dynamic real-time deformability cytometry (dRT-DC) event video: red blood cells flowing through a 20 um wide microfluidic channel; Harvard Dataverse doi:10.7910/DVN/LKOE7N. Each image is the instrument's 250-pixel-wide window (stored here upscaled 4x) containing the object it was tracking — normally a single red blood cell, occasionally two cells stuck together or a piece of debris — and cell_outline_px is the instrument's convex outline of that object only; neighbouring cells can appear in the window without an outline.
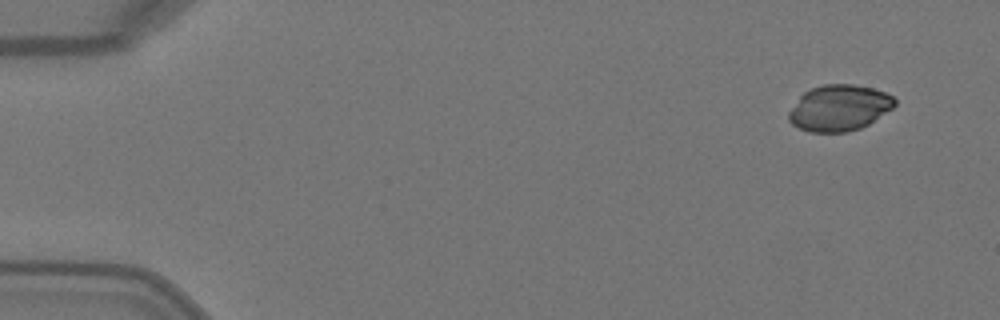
{"species": "Egyptian fruit bat (a non-hibernating species)", "species_latin": "Rousettus aegyptiacus", "temperature_condition": "warm", "stored_images_in_passage": 4, "camera_frame_rate_fps": 3000, "um_per_image_px": 0.085, "animal": {"sex": "female"}, "frame": {"image": 1, "passage_image": 1, "time_ms": 0.0, "image_size_px": [1000, 320], "cell_outline_px": [[896, 104], [892, 108], [868, 124], [860, 128], [848, 132], [808, 132], [792, 124], [788, 120], [788, 112], [800, 96], [804, 92], [812, 88], [824, 84], [852, 84], [872, 88], [884, 92], [892, 96], [896, 100]], "centroid_in_image_um": [71.31, 9.17], "position_along_channel_um": 13.7, "area_um2": 28.32}}
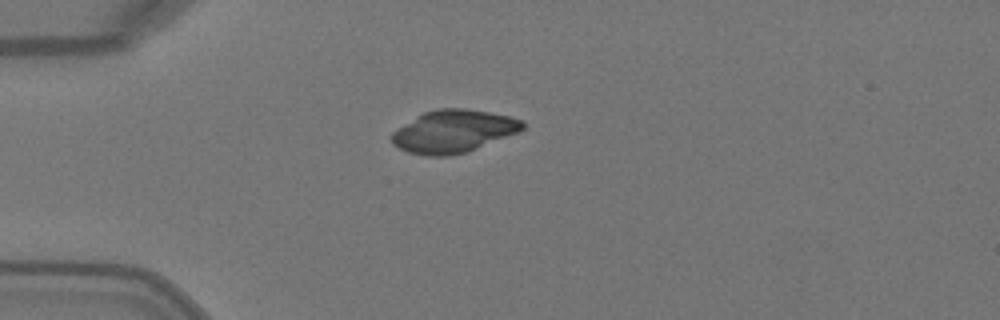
{"frame": {"image": 2, "passage_image": 3, "time_ms": 0.667, "image_size_px": [1000, 320], "cell_outline_px": [[524, 128], [520, 132], [468, 152], [448, 156], [424, 156], [408, 152], [392, 144], [392, 132], [396, 128], [416, 116], [424, 112], [436, 108], [464, 108], [488, 112], [508, 116], [524, 120]], "centroid_in_image_um": [38.54, 11.17], "position_along_channel_um": 46.5, "area_um2": 32.77}}